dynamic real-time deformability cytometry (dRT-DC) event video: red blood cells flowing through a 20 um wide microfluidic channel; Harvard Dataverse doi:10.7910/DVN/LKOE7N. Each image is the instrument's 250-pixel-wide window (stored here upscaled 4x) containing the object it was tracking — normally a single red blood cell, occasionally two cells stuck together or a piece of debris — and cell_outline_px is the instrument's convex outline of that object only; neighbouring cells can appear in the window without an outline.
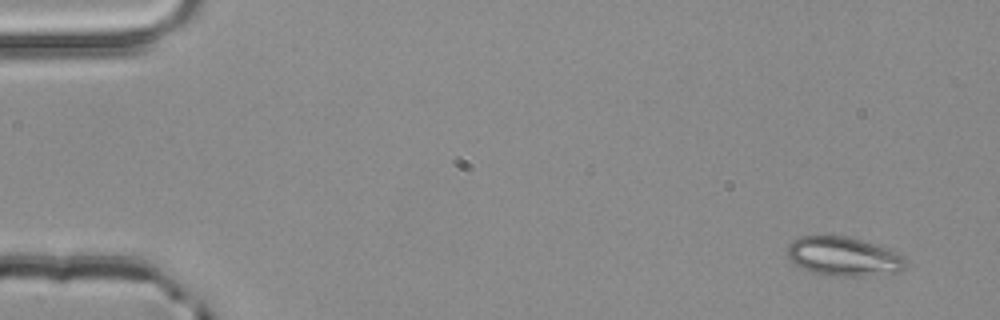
{"species": "common noctule bat (a hibernating species)", "species_latin": "Nyctalus noctula", "temperature_condition": "room temperature", "stored_images_in_passage": 5, "camera_frame_rate_fps": 3000, "um_per_image_px": 0.085, "animal": {"sex": "male", "body_mass_g": 20.4}, "frame": {"image": 1, "passage_image": 1, "time_ms": 0.0, "image_size_px": [1000, 320], "cell_outline_px": [[908, 260], [904, 268], [900, 272], [868, 276], [836, 276], [812, 272], [800, 268], [788, 260], [788, 244], [792, 240], [800, 236], [844, 236], [860, 240], [888, 248], [904, 256]], "centroid_in_image_um": [71.71, 21.81], "position_along_channel_um": 13.3, "area_um2": 27.17}}